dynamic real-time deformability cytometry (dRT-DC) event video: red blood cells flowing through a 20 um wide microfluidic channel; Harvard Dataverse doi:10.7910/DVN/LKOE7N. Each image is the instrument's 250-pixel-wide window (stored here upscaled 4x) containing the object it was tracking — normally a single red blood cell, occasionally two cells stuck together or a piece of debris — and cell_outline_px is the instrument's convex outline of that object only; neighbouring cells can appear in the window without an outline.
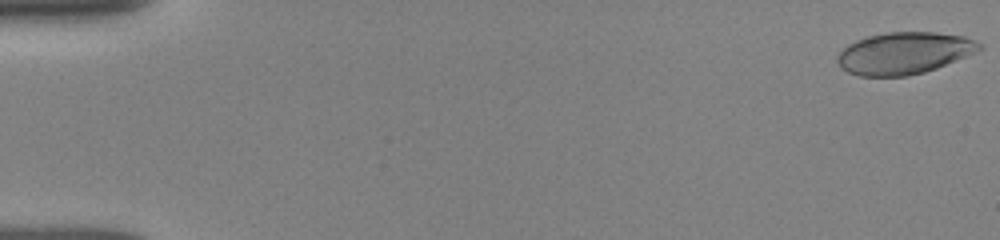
{"species": "human", "species_latin": "Homo sapiens", "temperature_condition": "room temperature", "stored_images_in_passage": 10, "camera_frame_rate_fps": 3000, "um_per_image_px": 0.085, "donor": {"sex": "female"}, "frame": {"image": 1, "passage_image": 1, "time_ms": 0.0, "image_size_px": [1000, 240], "cell_outline_px": [[984, 48], [976, 52], [936, 68], [924, 72], [908, 76], [860, 76], [848, 72], [840, 68], [836, 60], [836, 56], [848, 44], [864, 36], [888, 32], [936, 32], [964, 36], [984, 44]], "centroid_in_image_um": [76.84, 4.51], "position_along_channel_um": 8.2, "area_um2": 34.91}}
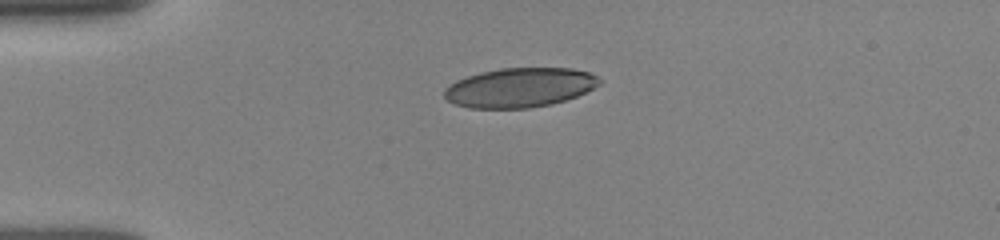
{"frame": {"image": 2, "passage_image": 6, "time_ms": 4.0, "image_size_px": [1000, 240], "cell_outline_px": [[604, 80], [600, 84], [576, 96], [552, 104], [528, 108], [468, 108], [456, 104], [448, 100], [444, 96], [444, 88], [448, 84], [456, 80], [480, 72], [500, 68], [572, 68], [588, 72]], "centroid_in_image_um": [44.16, 7.44], "position_along_channel_um": 40.8, "area_um2": 35.66}}
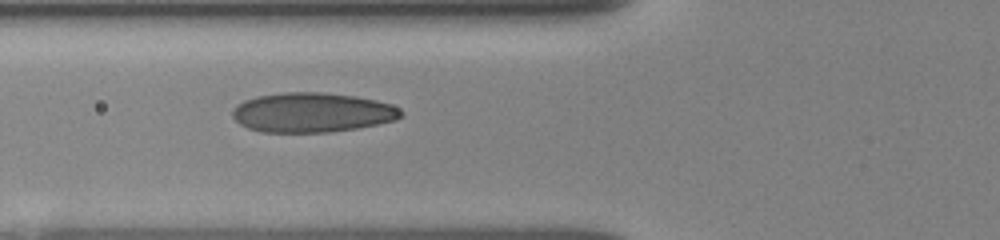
{"frame": {"image": 3, "passage_image": 9, "time_ms": 6.333, "image_size_px": [1000, 240], "cell_outline_px": [[404, 112], [396, 120], [356, 128], [328, 132], [260, 132], [248, 128], [240, 124], [232, 116], [232, 108], [236, 104], [244, 100], [256, 96], [284, 92], [320, 92], [356, 96], [376, 100], [400, 108]], "centroid_in_image_um": [26.49, 9.55], "position_along_channel_um": 99.3, "area_um2": 38.96}}